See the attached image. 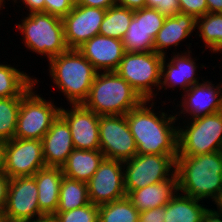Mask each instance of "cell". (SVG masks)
Returning <instances> with one entry per match:
<instances>
[{"label": "cell", "instance_id": "obj_1", "mask_svg": "<svg viewBox=\"0 0 222 222\" xmlns=\"http://www.w3.org/2000/svg\"><path fill=\"white\" fill-rule=\"evenodd\" d=\"M154 103L153 100H144L126 114L137 154L178 155V123L175 122L179 119L175 114L155 113Z\"/></svg>", "mask_w": 222, "mask_h": 222}, {"label": "cell", "instance_id": "obj_2", "mask_svg": "<svg viewBox=\"0 0 222 222\" xmlns=\"http://www.w3.org/2000/svg\"><path fill=\"white\" fill-rule=\"evenodd\" d=\"M176 173L179 192L201 201L214 200L222 189V151L178 156Z\"/></svg>", "mask_w": 222, "mask_h": 222}, {"label": "cell", "instance_id": "obj_3", "mask_svg": "<svg viewBox=\"0 0 222 222\" xmlns=\"http://www.w3.org/2000/svg\"><path fill=\"white\" fill-rule=\"evenodd\" d=\"M49 61V75L58 90L71 105L83 104L87 99L98 71L78 49H68Z\"/></svg>", "mask_w": 222, "mask_h": 222}, {"label": "cell", "instance_id": "obj_4", "mask_svg": "<svg viewBox=\"0 0 222 222\" xmlns=\"http://www.w3.org/2000/svg\"><path fill=\"white\" fill-rule=\"evenodd\" d=\"M144 99L115 71L98 72L83 106L99 116L126 115Z\"/></svg>", "mask_w": 222, "mask_h": 222}, {"label": "cell", "instance_id": "obj_5", "mask_svg": "<svg viewBox=\"0 0 222 222\" xmlns=\"http://www.w3.org/2000/svg\"><path fill=\"white\" fill-rule=\"evenodd\" d=\"M21 22L16 27L24 36L23 45L28 50L49 60L69 49L65 42L62 18L39 12L27 14Z\"/></svg>", "mask_w": 222, "mask_h": 222}, {"label": "cell", "instance_id": "obj_6", "mask_svg": "<svg viewBox=\"0 0 222 222\" xmlns=\"http://www.w3.org/2000/svg\"><path fill=\"white\" fill-rule=\"evenodd\" d=\"M183 124L185 125H178V156L222 151L221 111L187 121L184 119Z\"/></svg>", "mask_w": 222, "mask_h": 222}, {"label": "cell", "instance_id": "obj_7", "mask_svg": "<svg viewBox=\"0 0 222 222\" xmlns=\"http://www.w3.org/2000/svg\"><path fill=\"white\" fill-rule=\"evenodd\" d=\"M163 57L155 51L125 52L115 72L125 79L144 100H154L161 83ZM156 88L158 90H153Z\"/></svg>", "mask_w": 222, "mask_h": 222}, {"label": "cell", "instance_id": "obj_8", "mask_svg": "<svg viewBox=\"0 0 222 222\" xmlns=\"http://www.w3.org/2000/svg\"><path fill=\"white\" fill-rule=\"evenodd\" d=\"M34 90L33 86L21 99L14 138L42 140L60 114L54 102Z\"/></svg>", "mask_w": 222, "mask_h": 222}, {"label": "cell", "instance_id": "obj_9", "mask_svg": "<svg viewBox=\"0 0 222 222\" xmlns=\"http://www.w3.org/2000/svg\"><path fill=\"white\" fill-rule=\"evenodd\" d=\"M177 157L178 155L137 154L124 161L126 194L171 178L176 173Z\"/></svg>", "mask_w": 222, "mask_h": 222}, {"label": "cell", "instance_id": "obj_10", "mask_svg": "<svg viewBox=\"0 0 222 222\" xmlns=\"http://www.w3.org/2000/svg\"><path fill=\"white\" fill-rule=\"evenodd\" d=\"M99 141L105 158L124 162L137 155L126 115L99 116Z\"/></svg>", "mask_w": 222, "mask_h": 222}, {"label": "cell", "instance_id": "obj_11", "mask_svg": "<svg viewBox=\"0 0 222 222\" xmlns=\"http://www.w3.org/2000/svg\"><path fill=\"white\" fill-rule=\"evenodd\" d=\"M44 167L42 140L13 138L5 142V173L10 178L33 176Z\"/></svg>", "mask_w": 222, "mask_h": 222}, {"label": "cell", "instance_id": "obj_12", "mask_svg": "<svg viewBox=\"0 0 222 222\" xmlns=\"http://www.w3.org/2000/svg\"><path fill=\"white\" fill-rule=\"evenodd\" d=\"M90 202L100 206L127 196L123 161L104 158L87 182Z\"/></svg>", "mask_w": 222, "mask_h": 222}, {"label": "cell", "instance_id": "obj_13", "mask_svg": "<svg viewBox=\"0 0 222 222\" xmlns=\"http://www.w3.org/2000/svg\"><path fill=\"white\" fill-rule=\"evenodd\" d=\"M166 16L154 8L134 11V16L122 39L125 52H152L154 39L163 27Z\"/></svg>", "mask_w": 222, "mask_h": 222}, {"label": "cell", "instance_id": "obj_14", "mask_svg": "<svg viewBox=\"0 0 222 222\" xmlns=\"http://www.w3.org/2000/svg\"><path fill=\"white\" fill-rule=\"evenodd\" d=\"M4 211L8 222H22L43 214L34 176L11 178Z\"/></svg>", "mask_w": 222, "mask_h": 222}, {"label": "cell", "instance_id": "obj_15", "mask_svg": "<svg viewBox=\"0 0 222 222\" xmlns=\"http://www.w3.org/2000/svg\"><path fill=\"white\" fill-rule=\"evenodd\" d=\"M106 10L76 5L62 18L64 37L69 49H78L99 34Z\"/></svg>", "mask_w": 222, "mask_h": 222}, {"label": "cell", "instance_id": "obj_16", "mask_svg": "<svg viewBox=\"0 0 222 222\" xmlns=\"http://www.w3.org/2000/svg\"><path fill=\"white\" fill-rule=\"evenodd\" d=\"M70 107V110L60 107V115L69 125L74 148L100 150L99 115L82 104Z\"/></svg>", "mask_w": 222, "mask_h": 222}, {"label": "cell", "instance_id": "obj_17", "mask_svg": "<svg viewBox=\"0 0 222 222\" xmlns=\"http://www.w3.org/2000/svg\"><path fill=\"white\" fill-rule=\"evenodd\" d=\"M183 100L177 107L182 110L175 113L176 118L187 114L190 119L200 118L221 111L222 85L213 84L209 80L192 85L182 95ZM184 112V113H183Z\"/></svg>", "mask_w": 222, "mask_h": 222}, {"label": "cell", "instance_id": "obj_18", "mask_svg": "<svg viewBox=\"0 0 222 222\" xmlns=\"http://www.w3.org/2000/svg\"><path fill=\"white\" fill-rule=\"evenodd\" d=\"M192 51L186 50L185 52L177 53L173 52L172 59H166L167 57H163L162 65H161V83L159 87V91L167 90L169 88H178L180 87L183 91H187L192 85L199 84L200 77H196L198 65L196 64V60L190 56ZM168 60V63L166 62ZM197 65V66H196ZM199 78V79H198ZM179 85V86H178ZM165 86V87H164Z\"/></svg>", "mask_w": 222, "mask_h": 222}, {"label": "cell", "instance_id": "obj_19", "mask_svg": "<svg viewBox=\"0 0 222 222\" xmlns=\"http://www.w3.org/2000/svg\"><path fill=\"white\" fill-rule=\"evenodd\" d=\"M98 72L115 71L124 57L122 40L96 35L78 48Z\"/></svg>", "mask_w": 222, "mask_h": 222}, {"label": "cell", "instance_id": "obj_20", "mask_svg": "<svg viewBox=\"0 0 222 222\" xmlns=\"http://www.w3.org/2000/svg\"><path fill=\"white\" fill-rule=\"evenodd\" d=\"M74 149L69 125L59 114L42 138L46 166L62 167Z\"/></svg>", "mask_w": 222, "mask_h": 222}, {"label": "cell", "instance_id": "obj_21", "mask_svg": "<svg viewBox=\"0 0 222 222\" xmlns=\"http://www.w3.org/2000/svg\"><path fill=\"white\" fill-rule=\"evenodd\" d=\"M196 31V19L188 14L178 13L175 16L166 17L163 27L154 39V51L166 56L171 46L177 47L187 37Z\"/></svg>", "mask_w": 222, "mask_h": 222}, {"label": "cell", "instance_id": "obj_22", "mask_svg": "<svg viewBox=\"0 0 222 222\" xmlns=\"http://www.w3.org/2000/svg\"><path fill=\"white\" fill-rule=\"evenodd\" d=\"M178 192V178L175 173L171 178L131 191L127 197L138 212L165 206Z\"/></svg>", "mask_w": 222, "mask_h": 222}, {"label": "cell", "instance_id": "obj_23", "mask_svg": "<svg viewBox=\"0 0 222 222\" xmlns=\"http://www.w3.org/2000/svg\"><path fill=\"white\" fill-rule=\"evenodd\" d=\"M38 187L39 209L43 214H55L59 204V192L64 176L61 167L46 166L34 175Z\"/></svg>", "mask_w": 222, "mask_h": 222}, {"label": "cell", "instance_id": "obj_24", "mask_svg": "<svg viewBox=\"0 0 222 222\" xmlns=\"http://www.w3.org/2000/svg\"><path fill=\"white\" fill-rule=\"evenodd\" d=\"M100 150L74 149L62 165L64 176L87 183L104 159Z\"/></svg>", "mask_w": 222, "mask_h": 222}, {"label": "cell", "instance_id": "obj_25", "mask_svg": "<svg viewBox=\"0 0 222 222\" xmlns=\"http://www.w3.org/2000/svg\"><path fill=\"white\" fill-rule=\"evenodd\" d=\"M200 201L178 191L164 206V222H202L208 208L207 205L200 204Z\"/></svg>", "mask_w": 222, "mask_h": 222}, {"label": "cell", "instance_id": "obj_26", "mask_svg": "<svg viewBox=\"0 0 222 222\" xmlns=\"http://www.w3.org/2000/svg\"><path fill=\"white\" fill-rule=\"evenodd\" d=\"M38 82L10 64H0V98L23 97Z\"/></svg>", "mask_w": 222, "mask_h": 222}, {"label": "cell", "instance_id": "obj_27", "mask_svg": "<svg viewBox=\"0 0 222 222\" xmlns=\"http://www.w3.org/2000/svg\"><path fill=\"white\" fill-rule=\"evenodd\" d=\"M90 203L87 183L63 176L56 212H66Z\"/></svg>", "mask_w": 222, "mask_h": 222}, {"label": "cell", "instance_id": "obj_28", "mask_svg": "<svg viewBox=\"0 0 222 222\" xmlns=\"http://www.w3.org/2000/svg\"><path fill=\"white\" fill-rule=\"evenodd\" d=\"M134 16V11L118 5L106 10L99 34L122 40Z\"/></svg>", "mask_w": 222, "mask_h": 222}, {"label": "cell", "instance_id": "obj_29", "mask_svg": "<svg viewBox=\"0 0 222 222\" xmlns=\"http://www.w3.org/2000/svg\"><path fill=\"white\" fill-rule=\"evenodd\" d=\"M196 32L212 53L222 52V13H206L196 19Z\"/></svg>", "mask_w": 222, "mask_h": 222}, {"label": "cell", "instance_id": "obj_30", "mask_svg": "<svg viewBox=\"0 0 222 222\" xmlns=\"http://www.w3.org/2000/svg\"><path fill=\"white\" fill-rule=\"evenodd\" d=\"M139 214L127 196L99 206V222H139Z\"/></svg>", "mask_w": 222, "mask_h": 222}, {"label": "cell", "instance_id": "obj_31", "mask_svg": "<svg viewBox=\"0 0 222 222\" xmlns=\"http://www.w3.org/2000/svg\"><path fill=\"white\" fill-rule=\"evenodd\" d=\"M22 97L0 98V141L14 138Z\"/></svg>", "mask_w": 222, "mask_h": 222}, {"label": "cell", "instance_id": "obj_32", "mask_svg": "<svg viewBox=\"0 0 222 222\" xmlns=\"http://www.w3.org/2000/svg\"><path fill=\"white\" fill-rule=\"evenodd\" d=\"M58 222H99V206L91 202L66 212H56Z\"/></svg>", "mask_w": 222, "mask_h": 222}, {"label": "cell", "instance_id": "obj_33", "mask_svg": "<svg viewBox=\"0 0 222 222\" xmlns=\"http://www.w3.org/2000/svg\"><path fill=\"white\" fill-rule=\"evenodd\" d=\"M180 13L193 16L195 19L208 13L206 0H178Z\"/></svg>", "mask_w": 222, "mask_h": 222}, {"label": "cell", "instance_id": "obj_34", "mask_svg": "<svg viewBox=\"0 0 222 222\" xmlns=\"http://www.w3.org/2000/svg\"><path fill=\"white\" fill-rule=\"evenodd\" d=\"M146 7L157 9L166 17L180 13L178 0H146Z\"/></svg>", "mask_w": 222, "mask_h": 222}, {"label": "cell", "instance_id": "obj_35", "mask_svg": "<svg viewBox=\"0 0 222 222\" xmlns=\"http://www.w3.org/2000/svg\"><path fill=\"white\" fill-rule=\"evenodd\" d=\"M73 5L69 0H45L44 13H49L60 18L65 17L72 9Z\"/></svg>", "mask_w": 222, "mask_h": 222}, {"label": "cell", "instance_id": "obj_36", "mask_svg": "<svg viewBox=\"0 0 222 222\" xmlns=\"http://www.w3.org/2000/svg\"><path fill=\"white\" fill-rule=\"evenodd\" d=\"M166 210L164 206L140 212L139 222H164Z\"/></svg>", "mask_w": 222, "mask_h": 222}, {"label": "cell", "instance_id": "obj_37", "mask_svg": "<svg viewBox=\"0 0 222 222\" xmlns=\"http://www.w3.org/2000/svg\"><path fill=\"white\" fill-rule=\"evenodd\" d=\"M10 180L11 178L6 173L0 174V208L1 209L5 208V205L7 202Z\"/></svg>", "mask_w": 222, "mask_h": 222}, {"label": "cell", "instance_id": "obj_38", "mask_svg": "<svg viewBox=\"0 0 222 222\" xmlns=\"http://www.w3.org/2000/svg\"><path fill=\"white\" fill-rule=\"evenodd\" d=\"M79 5L107 10L109 7L116 5V0H80Z\"/></svg>", "mask_w": 222, "mask_h": 222}, {"label": "cell", "instance_id": "obj_39", "mask_svg": "<svg viewBox=\"0 0 222 222\" xmlns=\"http://www.w3.org/2000/svg\"><path fill=\"white\" fill-rule=\"evenodd\" d=\"M16 4L18 0H13ZM22 4L26 5L24 7H27L29 10L28 14L31 13H39L44 12V1L45 0H20Z\"/></svg>", "mask_w": 222, "mask_h": 222}, {"label": "cell", "instance_id": "obj_40", "mask_svg": "<svg viewBox=\"0 0 222 222\" xmlns=\"http://www.w3.org/2000/svg\"><path fill=\"white\" fill-rule=\"evenodd\" d=\"M116 5L135 11L145 8L146 0H116Z\"/></svg>", "mask_w": 222, "mask_h": 222}, {"label": "cell", "instance_id": "obj_41", "mask_svg": "<svg viewBox=\"0 0 222 222\" xmlns=\"http://www.w3.org/2000/svg\"><path fill=\"white\" fill-rule=\"evenodd\" d=\"M202 222H222V215L208 208L203 216Z\"/></svg>", "mask_w": 222, "mask_h": 222}, {"label": "cell", "instance_id": "obj_42", "mask_svg": "<svg viewBox=\"0 0 222 222\" xmlns=\"http://www.w3.org/2000/svg\"><path fill=\"white\" fill-rule=\"evenodd\" d=\"M208 13H222V0H206Z\"/></svg>", "mask_w": 222, "mask_h": 222}, {"label": "cell", "instance_id": "obj_43", "mask_svg": "<svg viewBox=\"0 0 222 222\" xmlns=\"http://www.w3.org/2000/svg\"><path fill=\"white\" fill-rule=\"evenodd\" d=\"M22 222H58V220L55 214H42L40 216Z\"/></svg>", "mask_w": 222, "mask_h": 222}, {"label": "cell", "instance_id": "obj_44", "mask_svg": "<svg viewBox=\"0 0 222 222\" xmlns=\"http://www.w3.org/2000/svg\"><path fill=\"white\" fill-rule=\"evenodd\" d=\"M5 173V142L0 141V174Z\"/></svg>", "mask_w": 222, "mask_h": 222}, {"label": "cell", "instance_id": "obj_45", "mask_svg": "<svg viewBox=\"0 0 222 222\" xmlns=\"http://www.w3.org/2000/svg\"><path fill=\"white\" fill-rule=\"evenodd\" d=\"M212 201H214V204L217 206V211L215 209H213V211L222 215V189L218 192V195Z\"/></svg>", "mask_w": 222, "mask_h": 222}, {"label": "cell", "instance_id": "obj_46", "mask_svg": "<svg viewBox=\"0 0 222 222\" xmlns=\"http://www.w3.org/2000/svg\"><path fill=\"white\" fill-rule=\"evenodd\" d=\"M0 222H8L4 209L0 208Z\"/></svg>", "mask_w": 222, "mask_h": 222}, {"label": "cell", "instance_id": "obj_47", "mask_svg": "<svg viewBox=\"0 0 222 222\" xmlns=\"http://www.w3.org/2000/svg\"><path fill=\"white\" fill-rule=\"evenodd\" d=\"M73 6L79 5L80 0H69Z\"/></svg>", "mask_w": 222, "mask_h": 222}, {"label": "cell", "instance_id": "obj_48", "mask_svg": "<svg viewBox=\"0 0 222 222\" xmlns=\"http://www.w3.org/2000/svg\"><path fill=\"white\" fill-rule=\"evenodd\" d=\"M4 3H5V0H0V10H2L1 8L5 7Z\"/></svg>", "mask_w": 222, "mask_h": 222}]
</instances>
